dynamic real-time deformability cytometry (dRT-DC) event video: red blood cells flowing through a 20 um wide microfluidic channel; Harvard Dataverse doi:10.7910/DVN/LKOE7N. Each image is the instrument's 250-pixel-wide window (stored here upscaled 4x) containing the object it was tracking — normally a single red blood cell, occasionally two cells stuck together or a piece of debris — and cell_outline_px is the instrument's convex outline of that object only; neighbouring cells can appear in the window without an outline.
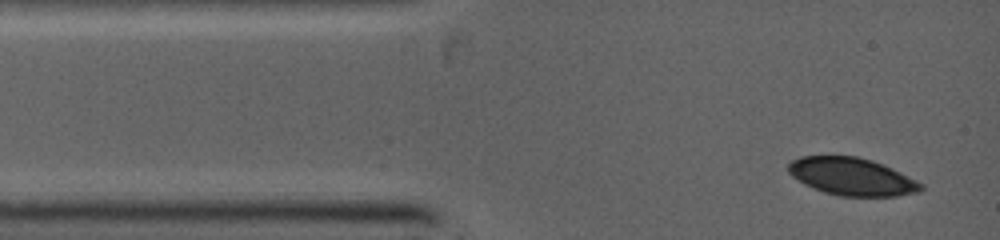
{"species": "common noctule bat (a hibernating species)", "species_latin": "Nyctalus noctula", "temperature_condition": "warm", "stored_images_in_passage": 4, "camera_frame_rate_fps": 5000, "um_per_image_px": 0.085, "animal": {"sex": "female", "body_mass_g": 19.0, "forearm_length_mm": 53.3}, "frame": {"image": 1, "passage_image": 1, "time_ms": 0.0, "image_size_px": [1000, 240], "cell_outline_px": [[924, 188], [920, 192], [896, 196], [840, 196], [824, 192], [812, 188], [804, 184], [792, 176], [788, 172], [788, 164], [792, 160], [800, 156], [856, 156], [872, 160], [892, 168], [924, 184]], "centroid_in_image_um": [72.41, 15.01], "position_along_channel_um": 12.6, "area_um2": 29.13}}